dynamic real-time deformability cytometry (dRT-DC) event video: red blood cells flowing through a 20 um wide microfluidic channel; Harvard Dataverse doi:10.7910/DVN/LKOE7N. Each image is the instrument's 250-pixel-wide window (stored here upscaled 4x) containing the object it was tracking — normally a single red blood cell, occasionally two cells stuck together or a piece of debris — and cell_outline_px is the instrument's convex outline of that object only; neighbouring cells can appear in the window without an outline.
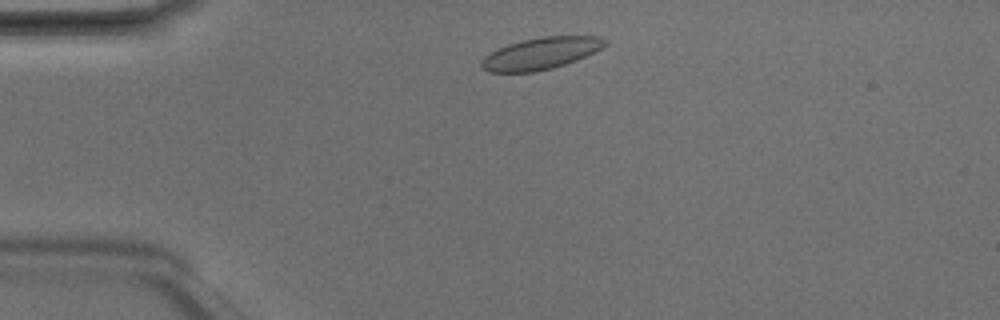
{"species": "Egyptian fruit bat (a non-hibernating species)", "species_latin": "Rousettus aegyptiacus", "temperature_condition": "room temperature", "stored_images_in_passage": 4, "camera_frame_rate_fps": 3000, "um_per_image_px": 0.085, "animal": {"sex": "male"}, "frame": {"image": 1, "passage_image": 2, "time_ms": 0.333, "image_size_px": [1000, 320], "cell_outline_px": [[608, 40], [600, 48], [576, 60], [552, 68], [536, 72], [488, 72], [480, 64], [480, 60], [484, 56], [508, 44], [520, 40], [540, 36], [600, 36]], "centroid_in_image_um": [45.93, 4.53], "position_along_channel_um": 39.1, "area_um2": 22.72}}